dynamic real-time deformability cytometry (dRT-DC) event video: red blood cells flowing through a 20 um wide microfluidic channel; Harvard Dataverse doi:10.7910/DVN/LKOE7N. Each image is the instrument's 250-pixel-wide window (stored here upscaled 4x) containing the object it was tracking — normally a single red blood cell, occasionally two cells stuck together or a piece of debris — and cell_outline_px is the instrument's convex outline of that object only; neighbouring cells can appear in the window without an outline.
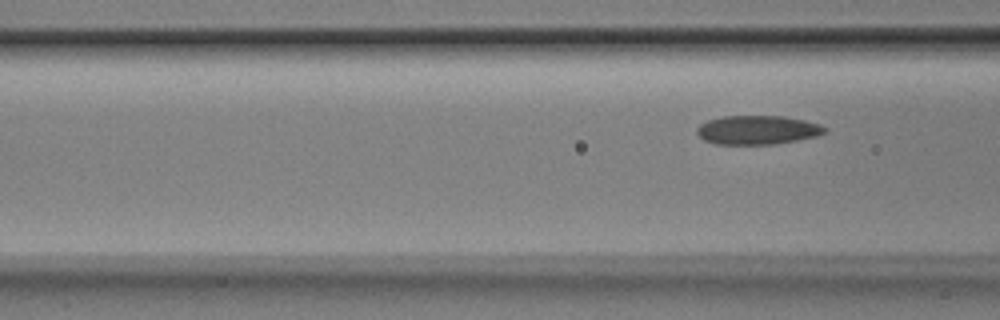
{"species": "Egyptian fruit bat (a non-hibernating species)", "species_latin": "Rousettus aegyptiacus", "temperature_condition": "room temperature", "stored_images_in_passage": 6, "camera_frame_rate_fps": 3000, "um_per_image_px": 0.085, "animal": {"sex": "male"}, "frame": {"image": 1, "passage_image": 6, "time_ms": 1.667, "image_size_px": [1000, 320], "cell_outline_px": [[828, 132], [816, 136], [776, 144], [716, 144], [704, 140], [696, 132], [696, 128], [700, 124], [708, 120], [724, 116], [784, 116], [804, 120], [820, 124], [828, 128]], "centroid_in_image_um": [64.41, 11.04], "position_along_channel_um": 102.2, "area_um2": 21.62}}